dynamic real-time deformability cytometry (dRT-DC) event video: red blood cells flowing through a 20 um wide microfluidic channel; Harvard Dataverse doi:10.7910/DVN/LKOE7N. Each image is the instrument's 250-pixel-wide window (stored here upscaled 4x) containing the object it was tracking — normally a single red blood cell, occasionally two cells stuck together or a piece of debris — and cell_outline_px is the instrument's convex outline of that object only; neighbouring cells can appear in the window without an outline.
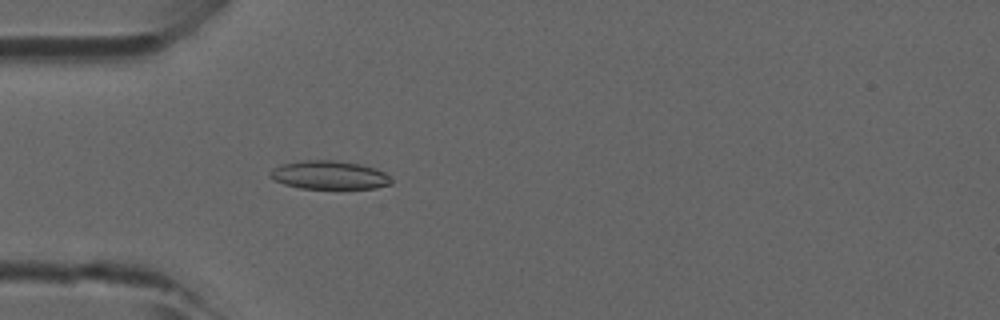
{"species": "common noctule bat (a hibernating species)", "species_latin": "Nyctalus noctula", "temperature_condition": "room temperature", "stored_images_in_passage": 38, "camera_frame_rate_fps": 3000, "um_per_image_px": 0.085, "animal": {"sex": "male", "forearm_length_mm": 52.5}, "frame": {"image": 1, "passage_image": 5, "time_ms": 1.333, "image_size_px": [1000, 320], "cell_outline_px": [[392, 184], [376, 188], [300, 188], [284, 184], [268, 176], [268, 172], [272, 168], [280, 164], [304, 160], [332, 160], [360, 164], [376, 168], [384, 172], [392, 180]], "centroid_in_image_um": [27.97, 14.87], "position_along_channel_um": 57.0, "area_um2": 20.11}}
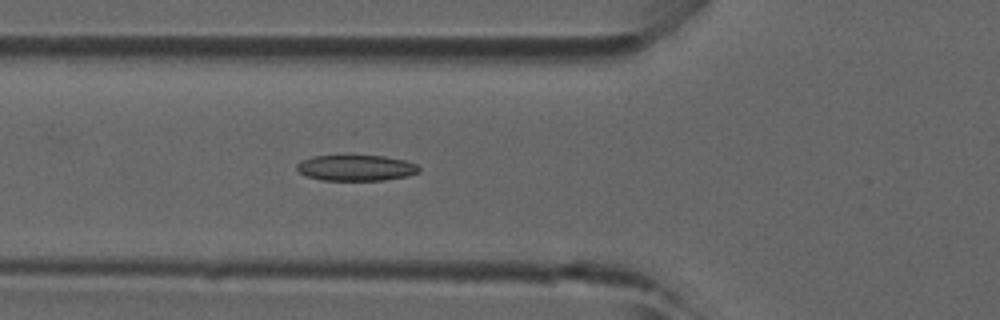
{"frame": {"image": 2, "passage_image": 8, "time_ms": 2.333, "image_size_px": [1000, 320], "cell_outline_px": [[420, 172], [408, 176], [384, 180], [320, 180], [308, 176], [300, 172], [296, 168], [296, 164], [312, 156], [352, 152], [384, 156], [404, 160], [416, 164], [420, 168]], "centroid_in_image_um": [30.26, 14.21], "position_along_channel_um": 95.5, "area_um2": 19.31}}
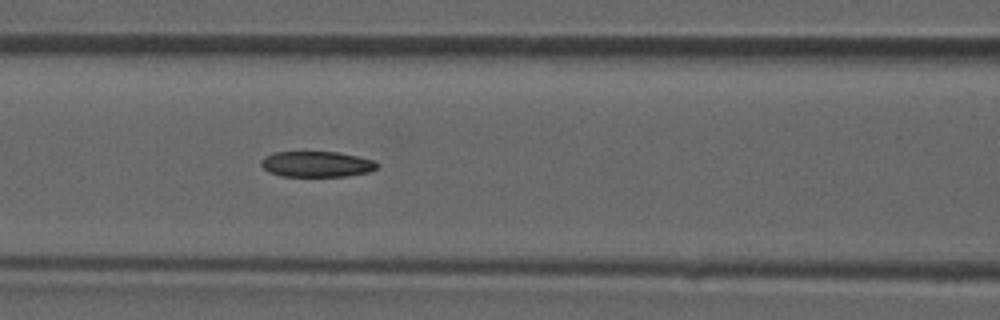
{"frame": {"image": 3, "passage_image": 11, "time_ms": 3.333, "image_size_px": [1000, 320], "cell_outline_px": [[380, 164], [376, 168], [368, 172], [348, 176], [280, 176], [268, 172], [260, 164], [260, 160], [264, 156], [272, 152], [336, 152], [376, 160]], "centroid_in_image_um": [26.9, 13.95], "position_along_channel_um": 139.7, "area_um2": 17.51}}